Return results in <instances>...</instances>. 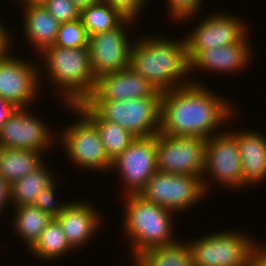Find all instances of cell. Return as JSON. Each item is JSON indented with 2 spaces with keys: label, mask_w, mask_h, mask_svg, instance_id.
Instances as JSON below:
<instances>
[{
  "label": "cell",
  "mask_w": 266,
  "mask_h": 266,
  "mask_svg": "<svg viewBox=\"0 0 266 266\" xmlns=\"http://www.w3.org/2000/svg\"><path fill=\"white\" fill-rule=\"evenodd\" d=\"M237 136L244 182L249 186L261 184L266 179V136L258 130L239 129Z\"/></svg>",
  "instance_id": "obj_19"
},
{
  "label": "cell",
  "mask_w": 266,
  "mask_h": 266,
  "mask_svg": "<svg viewBox=\"0 0 266 266\" xmlns=\"http://www.w3.org/2000/svg\"><path fill=\"white\" fill-rule=\"evenodd\" d=\"M241 20L226 12L206 15L185 35L187 51H202L212 46L222 47L240 42L248 35L249 28L248 24Z\"/></svg>",
  "instance_id": "obj_15"
},
{
  "label": "cell",
  "mask_w": 266,
  "mask_h": 266,
  "mask_svg": "<svg viewBox=\"0 0 266 266\" xmlns=\"http://www.w3.org/2000/svg\"><path fill=\"white\" fill-rule=\"evenodd\" d=\"M4 24L0 20V57L13 50L12 43L14 39H11L13 35H10L9 30L6 29Z\"/></svg>",
  "instance_id": "obj_34"
},
{
  "label": "cell",
  "mask_w": 266,
  "mask_h": 266,
  "mask_svg": "<svg viewBox=\"0 0 266 266\" xmlns=\"http://www.w3.org/2000/svg\"><path fill=\"white\" fill-rule=\"evenodd\" d=\"M93 204L81 199L69 201L63 211L55 218L62 227L69 244L75 249H82L100 231L103 217ZM98 211V212H97ZM89 241V242H88ZM81 247V248H80Z\"/></svg>",
  "instance_id": "obj_18"
},
{
  "label": "cell",
  "mask_w": 266,
  "mask_h": 266,
  "mask_svg": "<svg viewBox=\"0 0 266 266\" xmlns=\"http://www.w3.org/2000/svg\"><path fill=\"white\" fill-rule=\"evenodd\" d=\"M14 215L11 216L13 228L17 237H21L26 249H30L41 236L42 231L53 219L48 213L34 205L13 207ZM15 208V209H14Z\"/></svg>",
  "instance_id": "obj_23"
},
{
  "label": "cell",
  "mask_w": 266,
  "mask_h": 266,
  "mask_svg": "<svg viewBox=\"0 0 266 266\" xmlns=\"http://www.w3.org/2000/svg\"><path fill=\"white\" fill-rule=\"evenodd\" d=\"M75 249L69 244L58 221L53 218L47 227L42 231L41 236L29 249L35 258L43 263L56 262L67 253Z\"/></svg>",
  "instance_id": "obj_26"
},
{
  "label": "cell",
  "mask_w": 266,
  "mask_h": 266,
  "mask_svg": "<svg viewBox=\"0 0 266 266\" xmlns=\"http://www.w3.org/2000/svg\"><path fill=\"white\" fill-rule=\"evenodd\" d=\"M57 181H53L49 186L42 190L39 193V196L34 199L33 205L37 208L41 209L42 211L48 213L53 218H56L64 209V207L68 204L69 201L63 202H56V184Z\"/></svg>",
  "instance_id": "obj_31"
},
{
  "label": "cell",
  "mask_w": 266,
  "mask_h": 266,
  "mask_svg": "<svg viewBox=\"0 0 266 266\" xmlns=\"http://www.w3.org/2000/svg\"><path fill=\"white\" fill-rule=\"evenodd\" d=\"M130 67L160 92L190 84L192 79L188 76L189 60L184 38L172 40L153 33L136 37Z\"/></svg>",
  "instance_id": "obj_2"
},
{
  "label": "cell",
  "mask_w": 266,
  "mask_h": 266,
  "mask_svg": "<svg viewBox=\"0 0 266 266\" xmlns=\"http://www.w3.org/2000/svg\"><path fill=\"white\" fill-rule=\"evenodd\" d=\"M203 1L204 0H167L169 16H171L170 18L175 20L176 23H178V21L182 23V20L185 22L187 19L189 21L191 18H197L196 16L201 12V5L204 4Z\"/></svg>",
  "instance_id": "obj_29"
},
{
  "label": "cell",
  "mask_w": 266,
  "mask_h": 266,
  "mask_svg": "<svg viewBox=\"0 0 266 266\" xmlns=\"http://www.w3.org/2000/svg\"><path fill=\"white\" fill-rule=\"evenodd\" d=\"M139 195L151 203L178 213L194 207L208 194L201 177L174 175L157 170Z\"/></svg>",
  "instance_id": "obj_9"
},
{
  "label": "cell",
  "mask_w": 266,
  "mask_h": 266,
  "mask_svg": "<svg viewBox=\"0 0 266 266\" xmlns=\"http://www.w3.org/2000/svg\"><path fill=\"white\" fill-rule=\"evenodd\" d=\"M22 9L24 36L29 45L38 54L53 46L57 37L60 23L43 7L42 4L27 5Z\"/></svg>",
  "instance_id": "obj_20"
},
{
  "label": "cell",
  "mask_w": 266,
  "mask_h": 266,
  "mask_svg": "<svg viewBox=\"0 0 266 266\" xmlns=\"http://www.w3.org/2000/svg\"><path fill=\"white\" fill-rule=\"evenodd\" d=\"M11 52L10 50L0 57V97L16 108L31 107L32 102H36L34 100L42 91L40 89H42L43 71L39 63L19 56L17 58V53Z\"/></svg>",
  "instance_id": "obj_11"
},
{
  "label": "cell",
  "mask_w": 266,
  "mask_h": 266,
  "mask_svg": "<svg viewBox=\"0 0 266 266\" xmlns=\"http://www.w3.org/2000/svg\"><path fill=\"white\" fill-rule=\"evenodd\" d=\"M39 118L28 107L16 108L0 128V147L46 153L57 140V135Z\"/></svg>",
  "instance_id": "obj_14"
},
{
  "label": "cell",
  "mask_w": 266,
  "mask_h": 266,
  "mask_svg": "<svg viewBox=\"0 0 266 266\" xmlns=\"http://www.w3.org/2000/svg\"><path fill=\"white\" fill-rule=\"evenodd\" d=\"M134 20L125 19L118 27L89 36L88 48L95 77L130 67L134 44L128 34V27ZM125 27V28H124Z\"/></svg>",
  "instance_id": "obj_13"
},
{
  "label": "cell",
  "mask_w": 266,
  "mask_h": 266,
  "mask_svg": "<svg viewBox=\"0 0 266 266\" xmlns=\"http://www.w3.org/2000/svg\"><path fill=\"white\" fill-rule=\"evenodd\" d=\"M43 162L34 171L11 184L10 203L14 207L33 205L34 199L39 196L56 177Z\"/></svg>",
  "instance_id": "obj_24"
},
{
  "label": "cell",
  "mask_w": 266,
  "mask_h": 266,
  "mask_svg": "<svg viewBox=\"0 0 266 266\" xmlns=\"http://www.w3.org/2000/svg\"><path fill=\"white\" fill-rule=\"evenodd\" d=\"M84 102L101 119L119 124L135 137H149L160 131L161 97Z\"/></svg>",
  "instance_id": "obj_6"
},
{
  "label": "cell",
  "mask_w": 266,
  "mask_h": 266,
  "mask_svg": "<svg viewBox=\"0 0 266 266\" xmlns=\"http://www.w3.org/2000/svg\"><path fill=\"white\" fill-rule=\"evenodd\" d=\"M20 3L21 6L42 4L44 0H15ZM23 1V2H22ZM23 3V4H22Z\"/></svg>",
  "instance_id": "obj_38"
},
{
  "label": "cell",
  "mask_w": 266,
  "mask_h": 266,
  "mask_svg": "<svg viewBox=\"0 0 266 266\" xmlns=\"http://www.w3.org/2000/svg\"><path fill=\"white\" fill-rule=\"evenodd\" d=\"M123 197L125 213L122 224L124 235L129 240L131 260L149 248L172 245L180 240L173 236V216L177 213L151 203L139 194Z\"/></svg>",
  "instance_id": "obj_4"
},
{
  "label": "cell",
  "mask_w": 266,
  "mask_h": 266,
  "mask_svg": "<svg viewBox=\"0 0 266 266\" xmlns=\"http://www.w3.org/2000/svg\"><path fill=\"white\" fill-rule=\"evenodd\" d=\"M42 5L59 23L80 19L81 10L71 0H44Z\"/></svg>",
  "instance_id": "obj_30"
},
{
  "label": "cell",
  "mask_w": 266,
  "mask_h": 266,
  "mask_svg": "<svg viewBox=\"0 0 266 266\" xmlns=\"http://www.w3.org/2000/svg\"><path fill=\"white\" fill-rule=\"evenodd\" d=\"M117 10L126 19L138 21L149 0H101ZM138 18V19H137Z\"/></svg>",
  "instance_id": "obj_32"
},
{
  "label": "cell",
  "mask_w": 266,
  "mask_h": 266,
  "mask_svg": "<svg viewBox=\"0 0 266 266\" xmlns=\"http://www.w3.org/2000/svg\"><path fill=\"white\" fill-rule=\"evenodd\" d=\"M89 35L81 19L60 23L54 45L62 48L88 47Z\"/></svg>",
  "instance_id": "obj_28"
},
{
  "label": "cell",
  "mask_w": 266,
  "mask_h": 266,
  "mask_svg": "<svg viewBox=\"0 0 266 266\" xmlns=\"http://www.w3.org/2000/svg\"><path fill=\"white\" fill-rule=\"evenodd\" d=\"M80 10L87 8L89 5L98 2L99 0H71Z\"/></svg>",
  "instance_id": "obj_37"
},
{
  "label": "cell",
  "mask_w": 266,
  "mask_h": 266,
  "mask_svg": "<svg viewBox=\"0 0 266 266\" xmlns=\"http://www.w3.org/2000/svg\"><path fill=\"white\" fill-rule=\"evenodd\" d=\"M66 109L78 116V120L66 125L57 135L60 138L57 143L65 150L67 158L84 171L110 172L112 160L107 156L95 125L76 106Z\"/></svg>",
  "instance_id": "obj_5"
},
{
  "label": "cell",
  "mask_w": 266,
  "mask_h": 266,
  "mask_svg": "<svg viewBox=\"0 0 266 266\" xmlns=\"http://www.w3.org/2000/svg\"><path fill=\"white\" fill-rule=\"evenodd\" d=\"M39 55V61L42 59L44 63L42 70L46 69L45 76L53 82V87L60 94L58 98L61 102L63 100L65 107L84 102L93 93L96 77L88 47L62 48L53 45Z\"/></svg>",
  "instance_id": "obj_3"
},
{
  "label": "cell",
  "mask_w": 266,
  "mask_h": 266,
  "mask_svg": "<svg viewBox=\"0 0 266 266\" xmlns=\"http://www.w3.org/2000/svg\"><path fill=\"white\" fill-rule=\"evenodd\" d=\"M42 155L34 150L0 147V176L11 185L39 167L44 162Z\"/></svg>",
  "instance_id": "obj_22"
},
{
  "label": "cell",
  "mask_w": 266,
  "mask_h": 266,
  "mask_svg": "<svg viewBox=\"0 0 266 266\" xmlns=\"http://www.w3.org/2000/svg\"><path fill=\"white\" fill-rule=\"evenodd\" d=\"M80 19L89 36L112 30L126 18L109 4L99 0L81 10Z\"/></svg>",
  "instance_id": "obj_27"
},
{
  "label": "cell",
  "mask_w": 266,
  "mask_h": 266,
  "mask_svg": "<svg viewBox=\"0 0 266 266\" xmlns=\"http://www.w3.org/2000/svg\"><path fill=\"white\" fill-rule=\"evenodd\" d=\"M223 129V132L207 138L205 171L202 179L208 195L211 183L218 184L220 187L224 186L226 189L233 188V190H243V187L247 188L248 186L243 180L237 136L232 133V130Z\"/></svg>",
  "instance_id": "obj_8"
},
{
  "label": "cell",
  "mask_w": 266,
  "mask_h": 266,
  "mask_svg": "<svg viewBox=\"0 0 266 266\" xmlns=\"http://www.w3.org/2000/svg\"><path fill=\"white\" fill-rule=\"evenodd\" d=\"M11 185L0 176V213L10 204Z\"/></svg>",
  "instance_id": "obj_35"
},
{
  "label": "cell",
  "mask_w": 266,
  "mask_h": 266,
  "mask_svg": "<svg viewBox=\"0 0 266 266\" xmlns=\"http://www.w3.org/2000/svg\"><path fill=\"white\" fill-rule=\"evenodd\" d=\"M15 109L16 107L12 103L0 97V128L9 119Z\"/></svg>",
  "instance_id": "obj_36"
},
{
  "label": "cell",
  "mask_w": 266,
  "mask_h": 266,
  "mask_svg": "<svg viewBox=\"0 0 266 266\" xmlns=\"http://www.w3.org/2000/svg\"><path fill=\"white\" fill-rule=\"evenodd\" d=\"M119 173L123 196L140 194L157 171L156 135L135 137L130 145L113 161L110 171Z\"/></svg>",
  "instance_id": "obj_12"
},
{
  "label": "cell",
  "mask_w": 266,
  "mask_h": 266,
  "mask_svg": "<svg viewBox=\"0 0 266 266\" xmlns=\"http://www.w3.org/2000/svg\"><path fill=\"white\" fill-rule=\"evenodd\" d=\"M133 266H193L192 254L186 241L168 246L149 248L136 256Z\"/></svg>",
  "instance_id": "obj_25"
},
{
  "label": "cell",
  "mask_w": 266,
  "mask_h": 266,
  "mask_svg": "<svg viewBox=\"0 0 266 266\" xmlns=\"http://www.w3.org/2000/svg\"><path fill=\"white\" fill-rule=\"evenodd\" d=\"M96 127L107 156L113 161L135 139V136L117 123L101 119L85 102L75 105Z\"/></svg>",
  "instance_id": "obj_21"
},
{
  "label": "cell",
  "mask_w": 266,
  "mask_h": 266,
  "mask_svg": "<svg viewBox=\"0 0 266 266\" xmlns=\"http://www.w3.org/2000/svg\"><path fill=\"white\" fill-rule=\"evenodd\" d=\"M253 239L241 231L224 230L186 242L193 266H247L257 244Z\"/></svg>",
  "instance_id": "obj_7"
},
{
  "label": "cell",
  "mask_w": 266,
  "mask_h": 266,
  "mask_svg": "<svg viewBox=\"0 0 266 266\" xmlns=\"http://www.w3.org/2000/svg\"><path fill=\"white\" fill-rule=\"evenodd\" d=\"M153 85L131 67L109 72L96 78L93 93L86 100H129L161 97Z\"/></svg>",
  "instance_id": "obj_17"
},
{
  "label": "cell",
  "mask_w": 266,
  "mask_h": 266,
  "mask_svg": "<svg viewBox=\"0 0 266 266\" xmlns=\"http://www.w3.org/2000/svg\"><path fill=\"white\" fill-rule=\"evenodd\" d=\"M249 35L245 36L240 42L222 47H210L202 51H187L189 60V74L198 70L214 74H235L245 71L253 61V47L249 42ZM252 52V53H251ZM216 72V73H215Z\"/></svg>",
  "instance_id": "obj_16"
},
{
  "label": "cell",
  "mask_w": 266,
  "mask_h": 266,
  "mask_svg": "<svg viewBox=\"0 0 266 266\" xmlns=\"http://www.w3.org/2000/svg\"><path fill=\"white\" fill-rule=\"evenodd\" d=\"M206 138L156 134L157 170L174 175L203 177Z\"/></svg>",
  "instance_id": "obj_10"
},
{
  "label": "cell",
  "mask_w": 266,
  "mask_h": 266,
  "mask_svg": "<svg viewBox=\"0 0 266 266\" xmlns=\"http://www.w3.org/2000/svg\"><path fill=\"white\" fill-rule=\"evenodd\" d=\"M262 244L254 246L247 266H266V245Z\"/></svg>",
  "instance_id": "obj_33"
},
{
  "label": "cell",
  "mask_w": 266,
  "mask_h": 266,
  "mask_svg": "<svg viewBox=\"0 0 266 266\" xmlns=\"http://www.w3.org/2000/svg\"><path fill=\"white\" fill-rule=\"evenodd\" d=\"M202 84L192 79L190 84L162 92L160 133L207 139L236 118L231 101Z\"/></svg>",
  "instance_id": "obj_1"
}]
</instances>
